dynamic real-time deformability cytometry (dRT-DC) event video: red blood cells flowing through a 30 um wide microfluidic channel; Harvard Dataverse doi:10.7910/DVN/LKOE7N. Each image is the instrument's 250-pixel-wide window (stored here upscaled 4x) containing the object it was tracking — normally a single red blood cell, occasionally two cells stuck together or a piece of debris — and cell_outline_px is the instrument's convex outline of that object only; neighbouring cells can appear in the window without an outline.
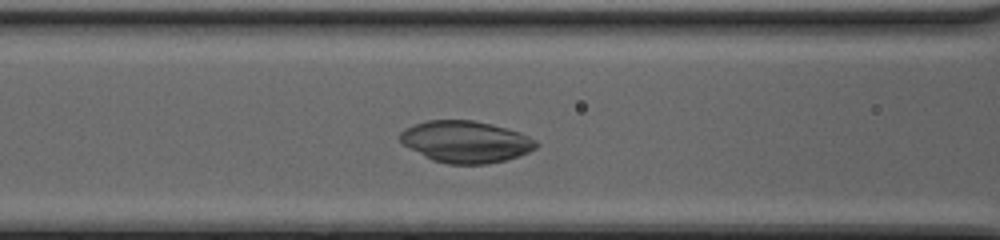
{"species": "common noctule bat (a hibernating species)", "species_latin": "Nyctalus noctula", "temperature_condition": "cold", "stored_images_in_passage": 37, "camera_frame_rate_fps": 3000, "um_per_image_px": 0.085, "animal": {"sex": "female", "body_mass_g": 20.0, "forearm_length_mm": 54.0}, "frame": {"image": 1, "passage_image": 14, "time_ms": 4.333, "image_size_px": [1000, 240], "cell_outline_px": [[540, 144], [536, 148], [520, 156], [488, 164], [448, 164], [432, 160], [408, 148], [400, 140], [400, 132], [404, 128], [412, 124], [428, 120], [472, 120], [492, 124], [520, 132], [536, 140]], "centroid_in_image_um": [39.58, 12.04], "position_along_channel_um": 127.0, "area_um2": 33.29}}
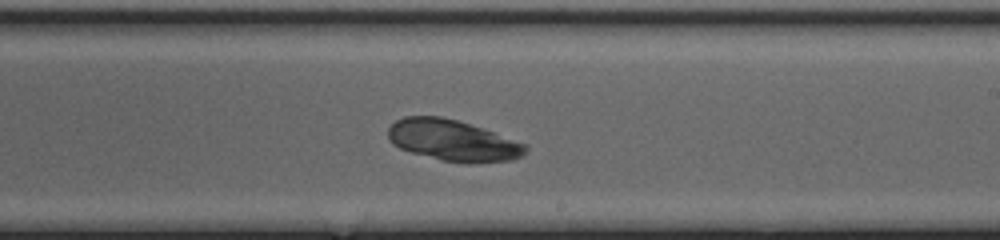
{"frame": {"image": 2, "passage_image": 23, "time_ms": 7.333, "image_size_px": [1000, 240], "cell_outline_px": [[528, 148], [520, 156], [512, 160], [468, 164], [440, 160], [412, 152], [400, 148], [392, 144], [388, 140], [388, 128], [396, 120], [404, 116], [440, 116], [456, 120], [484, 128], [528, 144]], "centroid_in_image_um": [38.5, 11.94], "position_along_channel_um": 250.5, "area_um2": 33.18}}
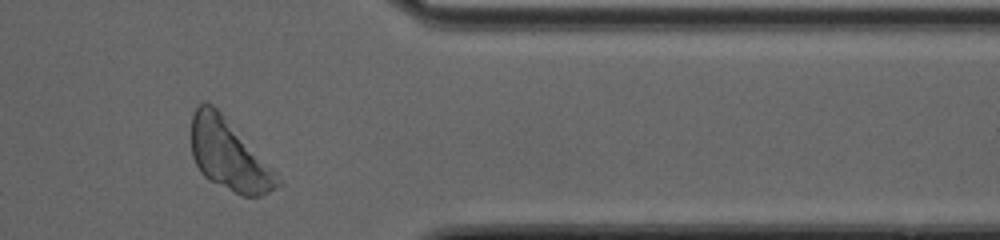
{"frame": {"image": 3, "passage_image": 34, "time_ms": 11.0, "image_size_px": [1000, 240], "cell_outline_px": [[280, 184], [276, 188], [260, 196], [240, 196], [204, 176], [200, 172], [192, 156], [192, 112], [204, 100], [212, 104], [220, 112], [276, 172], [280, 180]], "centroid_in_image_um": [19.44, 13.18], "position_along_channel_um": 392.0, "area_um2": 34.91}}